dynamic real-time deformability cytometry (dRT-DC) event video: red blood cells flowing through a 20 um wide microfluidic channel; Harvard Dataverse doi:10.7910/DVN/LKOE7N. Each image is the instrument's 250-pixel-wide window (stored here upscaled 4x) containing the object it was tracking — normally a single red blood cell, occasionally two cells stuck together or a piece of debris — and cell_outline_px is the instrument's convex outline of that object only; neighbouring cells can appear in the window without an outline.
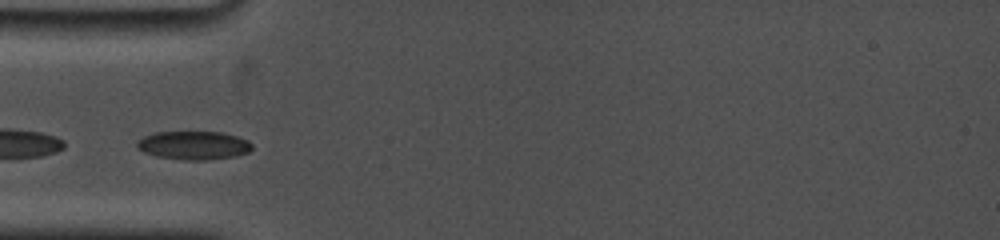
{"species": "common noctule bat (a hibernating species)", "species_latin": "Nyctalus noctula", "temperature_condition": "cold", "stored_images_in_passage": 26, "camera_frame_rate_fps": 5000, "um_per_image_px": 0.085, "animal": {"sex": "female", "body_mass_g": 19.0, "forearm_length_mm": 53.3}, "frame": {"image": 1, "passage_image": 1, "time_ms": 0.0, "image_size_px": [1000, 240], "cell_outline_px": [[252, 148], [248, 152], [236, 156], [208, 160], [184, 160], [156, 156], [144, 152], [136, 148], [136, 140], [144, 136], [156, 132], [224, 132], [248, 140], [252, 144]], "centroid_in_image_um": [16.45, 12.35], "position_along_channel_um": 68.6, "area_um2": 19.25}}